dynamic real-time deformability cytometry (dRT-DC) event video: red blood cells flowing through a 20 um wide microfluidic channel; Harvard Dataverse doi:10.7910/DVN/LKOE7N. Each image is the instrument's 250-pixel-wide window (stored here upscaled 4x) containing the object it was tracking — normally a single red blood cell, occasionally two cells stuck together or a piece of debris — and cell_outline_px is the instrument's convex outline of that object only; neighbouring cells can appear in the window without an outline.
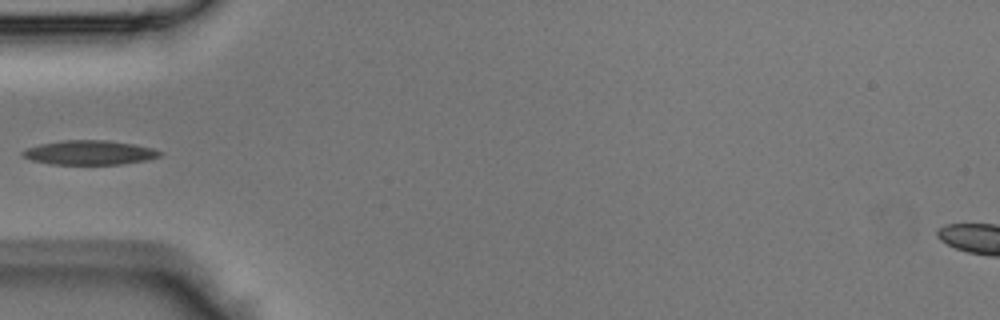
{"species": "Egyptian fruit bat (a non-hibernating species)", "species_latin": "Rousettus aegyptiacus", "temperature_condition": "room temperature", "stored_images_in_passage": 27, "camera_frame_rate_fps": 3000, "um_per_image_px": 0.085, "animal": {"sex": "male"}, "frame": {"image": 1, "passage_image": 1, "time_ms": 0.0, "image_size_px": [1000, 320], "cell_outline_px": [[164, 152], [160, 156], [152, 160], [120, 164], [48, 164], [32, 160], [20, 156], [20, 152], [28, 148], [40, 144], [64, 140], [108, 140], [136, 144], [152, 148]], "centroid_in_image_um": [7.64, 12.97], "position_along_channel_um": 77.4, "area_um2": 19.71}}
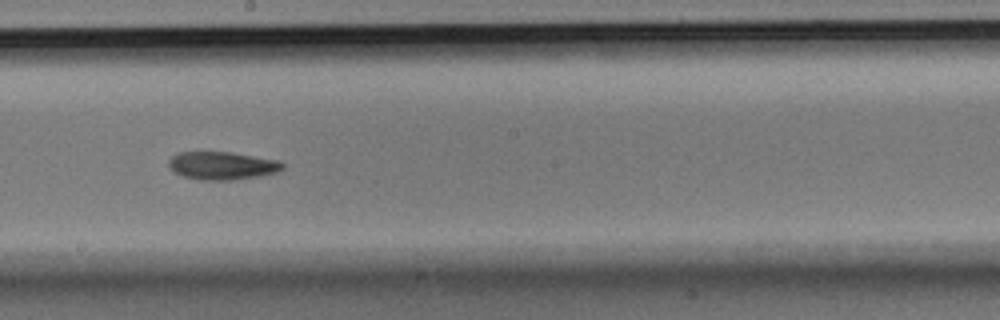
{"frame": {"image": 2, "passage_image": 11, "time_ms": 3.333, "image_size_px": [1000, 320], "cell_outline_px": [[284, 168], [276, 172], [260, 176], [232, 180], [200, 180], [184, 176], [168, 168], [168, 160], [176, 152], [232, 152], [280, 160], [284, 164]], "centroid_in_image_um": [18.89, 14.07], "position_along_channel_um": 229.3, "area_um2": 18.73}}
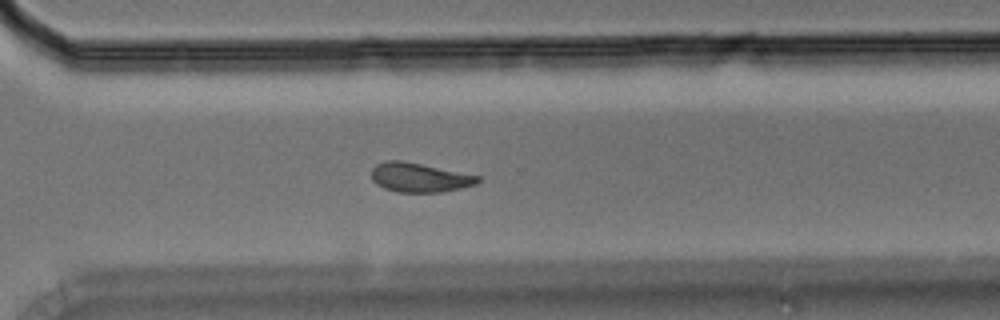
{"frame": {"image": 3, "passage_image": 18, "time_ms": 5.667, "image_size_px": [1000, 320], "cell_outline_px": [[480, 180], [476, 184], [460, 188], [440, 192], [396, 192], [384, 188], [376, 184], [372, 180], [372, 168], [376, 164], [384, 160], [404, 160], [480, 176]], "centroid_in_image_um": [35.62, 15.07], "position_along_channel_um": 335.0, "area_um2": 18.21}}